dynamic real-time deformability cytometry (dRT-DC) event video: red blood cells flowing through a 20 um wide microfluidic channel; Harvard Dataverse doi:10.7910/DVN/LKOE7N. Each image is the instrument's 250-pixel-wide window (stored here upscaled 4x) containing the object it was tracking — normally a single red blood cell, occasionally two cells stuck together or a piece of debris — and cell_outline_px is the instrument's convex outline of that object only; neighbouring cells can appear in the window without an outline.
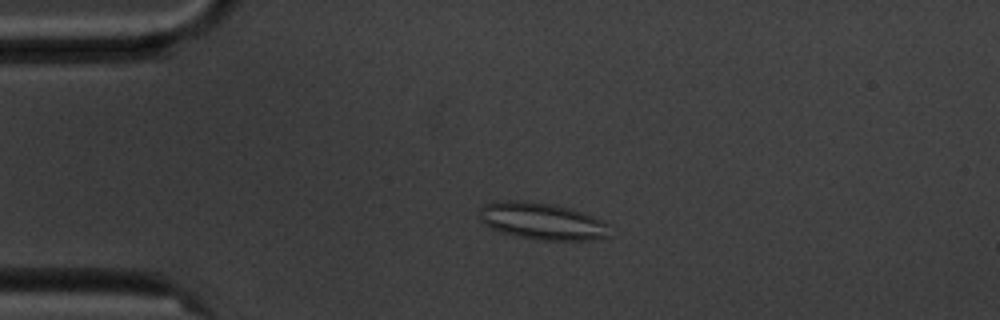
{"species": "common noctule bat (a hibernating species)", "species_latin": "Nyctalus noctula", "temperature_condition": "cold", "stored_images_in_passage": 52, "camera_frame_rate_fps": 3000, "um_per_image_px": 0.085, "animal": {"sex": "male", "body_mass_g": 20.1, "forearm_length_mm": 53.5}, "frame": {"image": 1, "passage_image": 8, "time_ms": 2.333, "image_size_px": [1000, 320], "cell_outline_px": [[608, 236], [592, 240], [540, 240], [500, 232], [484, 224], [480, 220], [480, 208], [484, 204], [504, 200], [524, 200], [552, 204], [572, 208], [584, 212], [608, 224]], "centroid_in_image_um": [46.06, 18.78], "position_along_channel_um": 38.9, "area_um2": 27.98}}
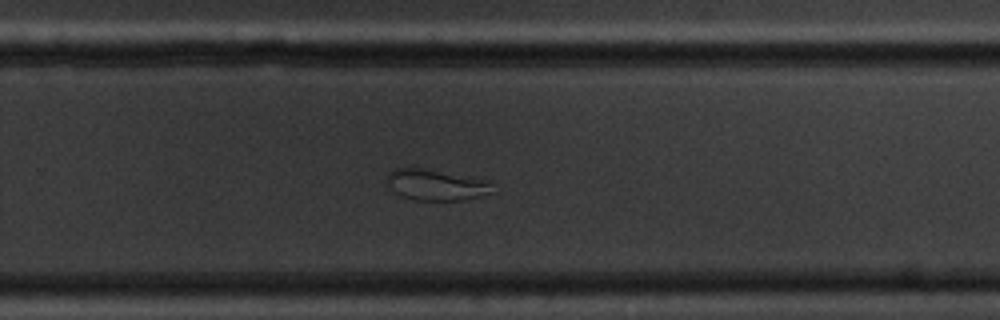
{"frame": {"image": 2, "passage_image": 32, "time_ms": 10.333, "image_size_px": [1000, 320], "cell_outline_px": [[496, 192], [484, 196], [464, 200], [416, 200], [404, 196], [396, 192], [384, 184], [388, 172], [396, 168], [420, 168], [488, 180]], "centroid_in_image_um": [37.08, 15.72], "position_along_channel_um": 292.7, "area_um2": 19.13}}
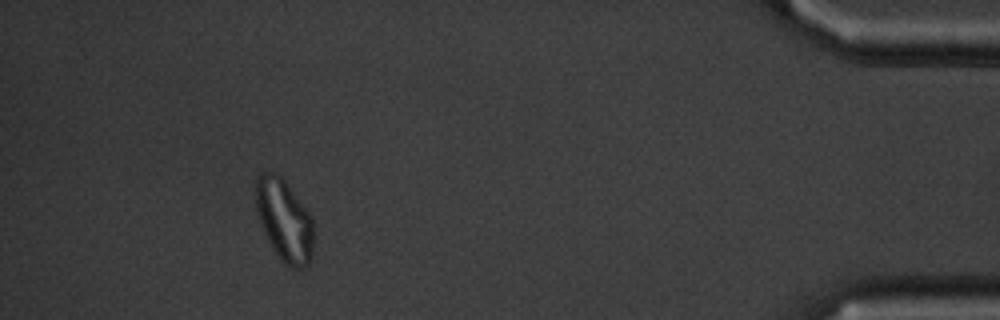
{"frame": {"image": 3, "passage_image": 47, "time_ms": 15.333, "image_size_px": [1000, 320], "cell_outline_px": [[312, 256], [308, 264], [304, 268], [288, 268], [284, 264], [272, 248], [260, 224], [256, 208], [256, 176], [260, 172], [276, 172], [284, 180], [312, 216]], "centroid_in_image_um": [24.15, 18.73], "position_along_channel_um": 411.1, "area_um2": 27.63}}